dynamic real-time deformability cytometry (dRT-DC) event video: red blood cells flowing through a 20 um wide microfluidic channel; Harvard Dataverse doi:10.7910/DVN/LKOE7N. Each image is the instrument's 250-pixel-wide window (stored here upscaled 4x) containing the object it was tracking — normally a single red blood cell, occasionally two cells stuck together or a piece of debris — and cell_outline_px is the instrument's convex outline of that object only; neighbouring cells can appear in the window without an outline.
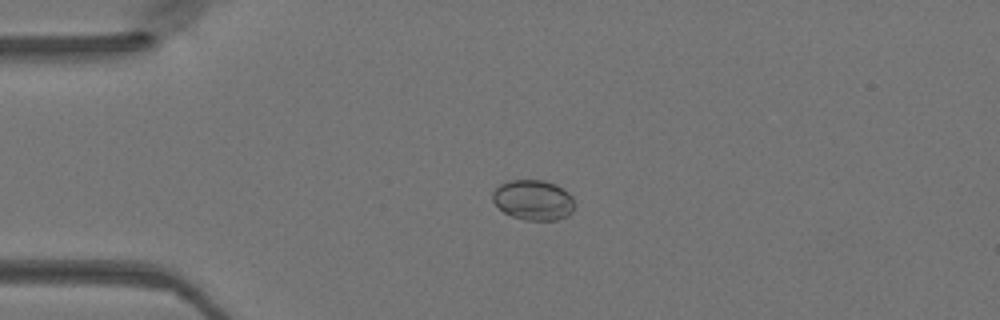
{"species": "Egyptian fruit bat (a non-hibernating species)", "species_latin": "Rousettus aegyptiacus", "temperature_condition": "warm", "stored_images_in_passage": 38, "camera_frame_rate_fps": 3000, "um_per_image_px": 0.085, "animal": {"sex": "female"}, "frame": {"image": 1, "passage_image": 1, "time_ms": 0.0, "image_size_px": [1000, 320], "cell_outline_px": [[572, 212], [568, 216], [556, 220], [524, 220], [512, 216], [504, 212], [492, 200], [492, 192], [500, 184], [508, 180], [544, 180], [556, 184], [568, 192], [572, 196]], "centroid_in_image_um": [45.31, 16.99], "position_along_channel_um": 39.7, "area_um2": 19.19}}
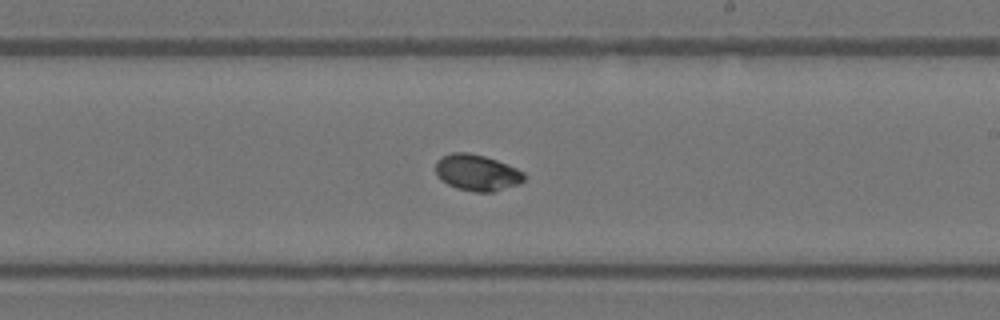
{"frame": {"image": 2, "passage_image": 18, "time_ms": 5.667, "image_size_px": [1000, 320], "cell_outline_px": [[524, 180], [520, 184], [492, 192], [476, 192], [456, 188], [440, 180], [436, 172], [436, 160], [440, 156], [452, 152], [468, 152], [484, 156], [496, 160], [516, 168], [524, 172]], "centroid_in_image_um": [40.52, 14.67], "position_along_channel_um": 248.5, "area_um2": 18.79}}
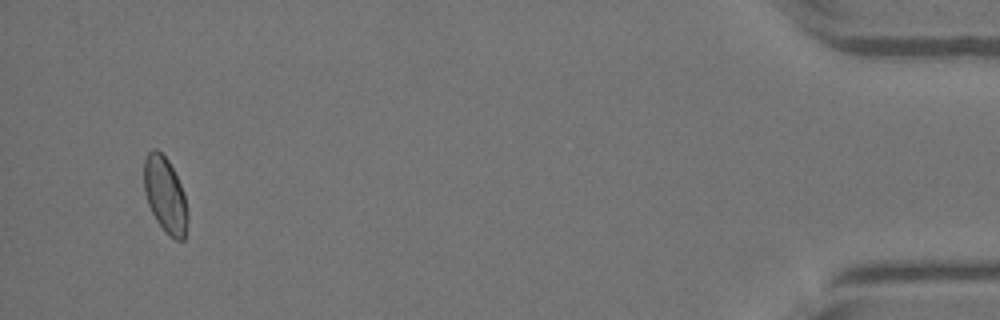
{"frame": {"image": 3, "passage_image": 36, "time_ms": 11.667, "image_size_px": [1000, 320], "cell_outline_px": [[188, 220], [184, 240], [176, 240], [168, 236], [164, 232], [156, 220], [148, 204], [144, 192], [144, 160], [148, 152], [152, 148], [156, 148], [168, 160], [184, 192], [188, 212]], "centroid_in_image_um": [14.04, 16.6], "position_along_channel_um": 421.2, "area_um2": 19.42}}